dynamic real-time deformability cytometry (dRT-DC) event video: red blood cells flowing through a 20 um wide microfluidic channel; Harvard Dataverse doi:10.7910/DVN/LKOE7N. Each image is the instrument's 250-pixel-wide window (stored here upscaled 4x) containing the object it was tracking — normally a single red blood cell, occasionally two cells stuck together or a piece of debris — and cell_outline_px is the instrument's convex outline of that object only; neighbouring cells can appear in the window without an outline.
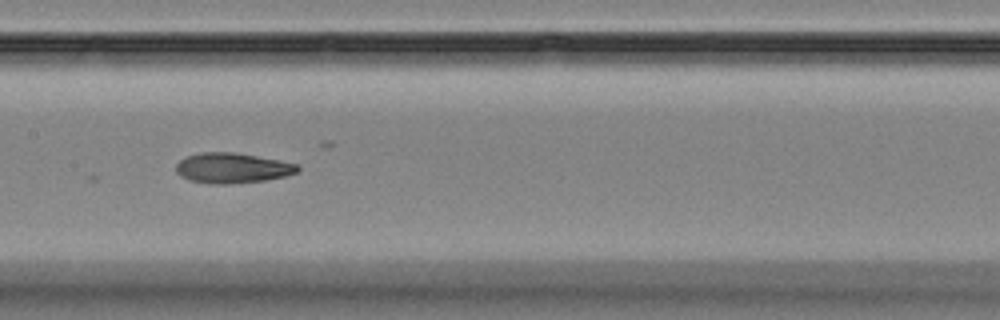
{"species": "Egyptian fruit bat (a non-hibernating species)", "species_latin": "Rousettus aegyptiacus", "temperature_condition": "room temperature", "stored_images_in_passage": 9, "camera_frame_rate_fps": 3000, "um_per_image_px": 0.085, "animal": {"sex": "female"}, "frame": {"image": 1, "passage_image": 8, "time_ms": 8.0, "image_size_px": [1000, 320], "cell_outline_px": [[300, 168], [296, 172], [284, 176], [264, 180], [228, 184], [212, 184], [188, 180], [180, 176], [176, 172], [176, 164], [180, 160], [188, 156], [200, 152], [236, 152], [280, 160], [296, 164]], "centroid_in_image_um": [19.71, 14.28], "position_along_channel_um": 187.7, "area_um2": 21.39}}
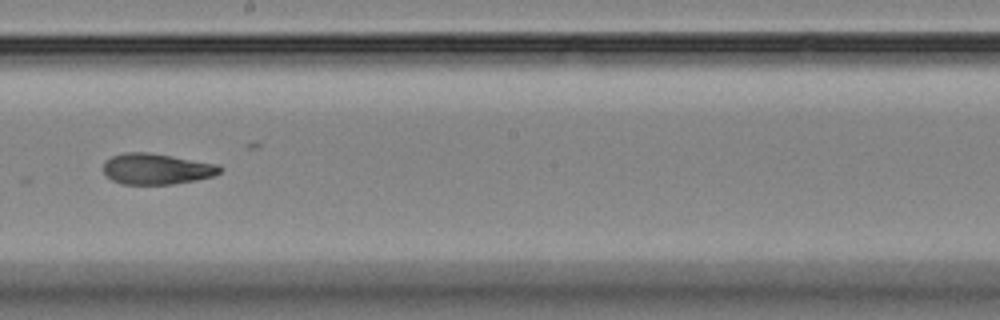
{"frame": {"image": 2, "passage_image": 9, "time_ms": 9.333, "image_size_px": [1000, 320], "cell_outline_px": [[224, 168], [220, 172], [212, 176], [196, 180], [172, 184], [120, 184], [112, 180], [104, 172], [104, 160], [112, 156], [124, 152], [148, 152], [220, 164]], "centroid_in_image_um": [13.32, 14.35], "position_along_channel_um": 234.9, "area_um2": 21.1}}